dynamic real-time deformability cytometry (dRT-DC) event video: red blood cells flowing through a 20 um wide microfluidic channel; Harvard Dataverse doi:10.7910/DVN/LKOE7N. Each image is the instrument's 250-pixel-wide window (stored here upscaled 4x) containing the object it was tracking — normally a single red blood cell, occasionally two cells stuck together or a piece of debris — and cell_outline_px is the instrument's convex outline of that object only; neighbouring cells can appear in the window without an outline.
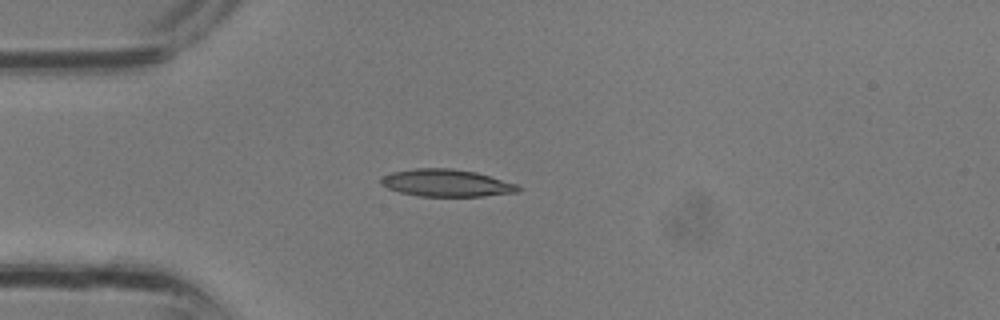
{"species": "common noctule bat (a hibernating species)", "species_latin": "Nyctalus noctula", "temperature_condition": "room temperature", "stored_images_in_passage": 3, "camera_frame_rate_fps": 3000, "um_per_image_px": 0.085, "animal": {"sex": "male", "body_mass_g": 13.3}, "frame": {"image": 1, "passage_image": 3, "time_ms": 0.667, "image_size_px": [1000, 320], "cell_outline_px": [[520, 192], [484, 196], [420, 196], [400, 192], [388, 188], [380, 184], [380, 180], [384, 176], [392, 172], [416, 168], [452, 168], [476, 172], [516, 184], [520, 188]], "centroid_in_image_um": [37.95, 15.55], "position_along_channel_um": 47.1, "area_um2": 21.68}}